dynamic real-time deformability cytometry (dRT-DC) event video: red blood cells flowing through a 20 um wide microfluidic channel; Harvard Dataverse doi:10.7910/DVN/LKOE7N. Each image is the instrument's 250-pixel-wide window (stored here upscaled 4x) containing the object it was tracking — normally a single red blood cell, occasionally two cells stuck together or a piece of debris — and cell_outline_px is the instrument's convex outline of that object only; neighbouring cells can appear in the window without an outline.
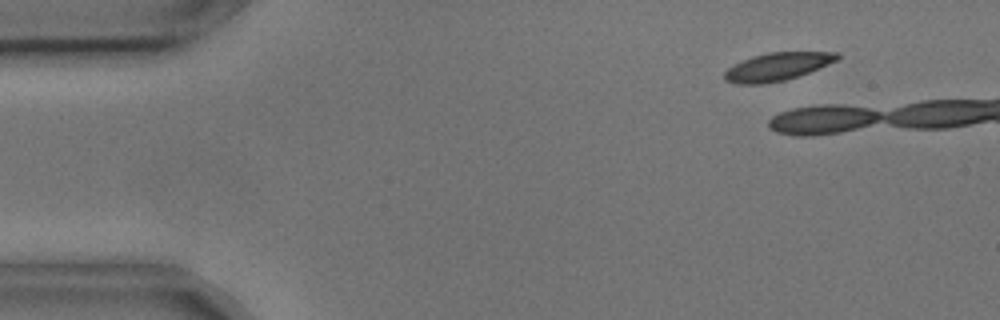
{"species": "common noctule bat (a hibernating species)", "species_latin": "Nyctalus noctula", "temperature_condition": "cold", "stored_images_in_passage": 5, "camera_frame_rate_fps": 3000, "um_per_image_px": 0.085, "animal": {"sex": "male", "body_mass_g": 17.9, "forearm_length_mm": 54.2}, "frame": {"image": 1, "passage_image": 1, "time_ms": 0.0, "image_size_px": [1000, 320], "cell_outline_px": [[840, 56], [836, 60], [828, 64], [808, 72], [784, 80], [764, 84], [736, 84], [724, 80], [724, 72], [728, 68], [752, 56], [768, 52], [836, 52]], "centroid_in_image_um": [66.03, 5.67], "position_along_channel_um": 19.0, "area_um2": 18.09}}